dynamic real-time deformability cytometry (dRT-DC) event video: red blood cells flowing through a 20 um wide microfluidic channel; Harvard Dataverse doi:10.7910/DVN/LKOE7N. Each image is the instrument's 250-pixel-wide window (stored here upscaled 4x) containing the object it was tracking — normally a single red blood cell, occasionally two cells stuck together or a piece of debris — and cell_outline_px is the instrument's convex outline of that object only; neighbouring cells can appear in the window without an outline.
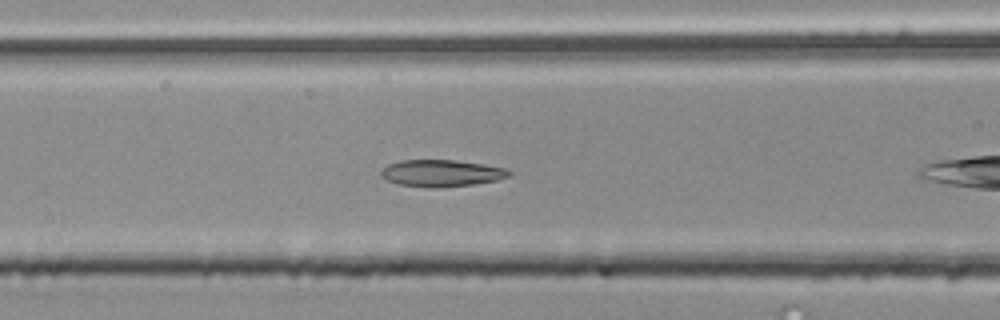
{"species": "common noctule bat (a hibernating species)", "species_latin": "Nyctalus noctula", "temperature_condition": "room temperature", "stored_images_in_passage": 40, "camera_frame_rate_fps": 3000, "um_per_image_px": 0.085, "animal": {"sex": "male", "body_mass_g": 20.4}, "frame": {"image": 1, "passage_image": 7, "time_ms": 2.0, "image_size_px": [1000, 320], "cell_outline_px": [[512, 176], [496, 180], [472, 184], [436, 188], [428, 188], [400, 184], [388, 180], [380, 176], [380, 172], [388, 164], [400, 160], [452, 160], [484, 164], [508, 168], [512, 172]], "centroid_in_image_um": [37.55, 14.71], "position_along_channel_um": 129.0, "area_um2": 20.06}}
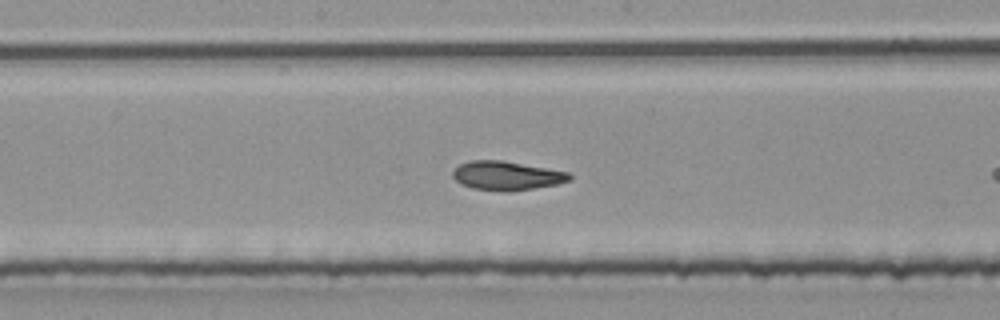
{"frame": {"image": 2, "passage_image": 13, "time_ms": 4.0, "image_size_px": [1000, 320], "cell_outline_px": [[572, 180], [556, 184], [508, 192], [472, 188], [460, 184], [452, 176], [452, 172], [460, 164], [472, 160], [500, 160], [568, 172], [572, 176]], "centroid_in_image_um": [43.05, 14.94], "position_along_channel_um": 205.2, "area_um2": 19.48}}
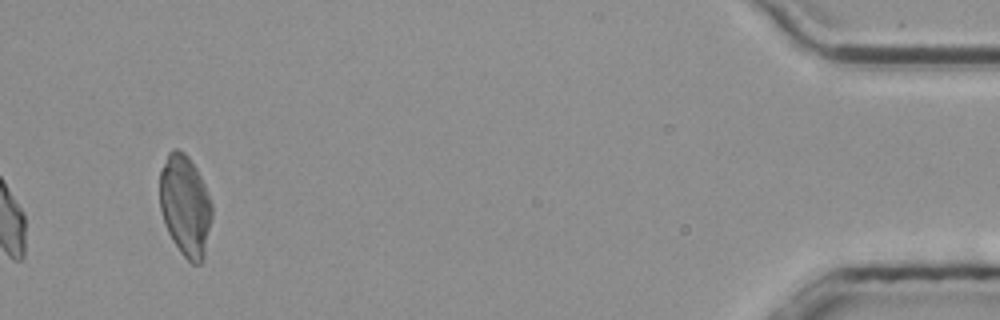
{"frame": {"image": 3, "passage_image": 40, "time_ms": 13.0, "image_size_px": [1000, 320], "cell_outline_px": [[212, 216], [204, 256], [200, 264], [192, 264], [180, 252], [172, 240], [164, 224], [160, 208], [160, 172], [168, 152], [176, 148], [184, 152], [188, 156], [196, 168], [208, 192], [212, 204]], "centroid_in_image_um": [15.74, 17.48], "position_along_channel_um": 419.5, "area_um2": 30.81}, "authors_computed_cell_mechanics": {"area_um2": 19.652, "velocity_mm_per_s": 3.8048, "shape_relaxation_time_tau1_ms": 3.1739, "shape_relaxation_time_tau2_ms": 1.0994, "deformation_change_tau1": 0.1272, "deformation_change_tau2": 0.062}}